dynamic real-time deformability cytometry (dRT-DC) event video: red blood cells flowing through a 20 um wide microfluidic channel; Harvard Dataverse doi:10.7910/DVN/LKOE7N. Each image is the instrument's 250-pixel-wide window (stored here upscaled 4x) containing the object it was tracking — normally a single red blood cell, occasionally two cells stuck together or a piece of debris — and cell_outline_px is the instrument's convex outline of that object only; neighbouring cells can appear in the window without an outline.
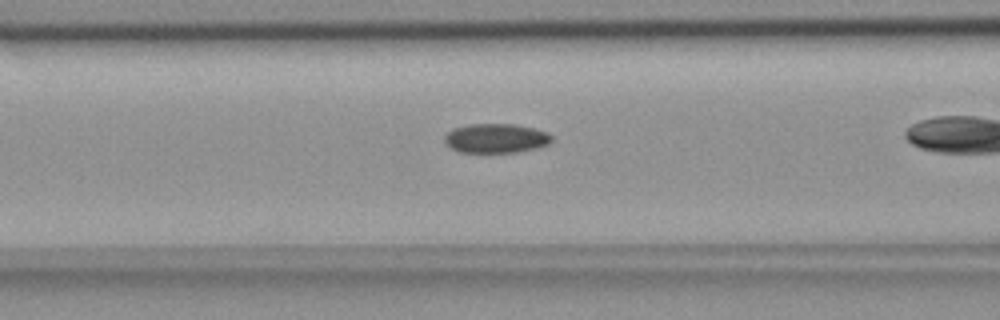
{"species": "common noctule bat (a hibernating species)", "species_latin": "Nyctalus noctula", "temperature_condition": "room temperature", "stored_images_in_passage": 30, "camera_frame_rate_fps": 3000, "um_per_image_px": 0.085, "animal": {"sex": "female", "body_mass_g": 18.4}, "frame": {"image": 1, "passage_image": 9, "time_ms": 2.667, "image_size_px": [1000, 320], "cell_outline_px": [[552, 140], [548, 144], [536, 148], [516, 152], [460, 152], [444, 144], [444, 136], [452, 128], [468, 124], [512, 124], [536, 128], [548, 132], [552, 136]], "centroid_in_image_um": [42.14, 11.74], "position_along_channel_um": 124.5, "area_um2": 18.44}}
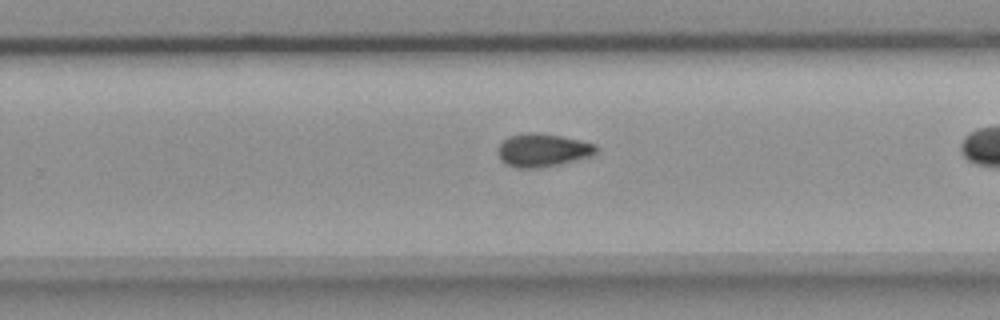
{"frame": {"image": 2, "passage_image": 22, "time_ms": 7.0, "image_size_px": [1000, 320], "cell_outline_px": [[596, 152], [592, 156], [560, 164], [536, 168], [520, 168], [508, 164], [500, 160], [496, 152], [496, 148], [508, 136], [528, 132], [540, 132], [560, 136], [596, 144]], "centroid_in_image_um": [46.09, 12.76], "position_along_channel_um": 283.7, "area_um2": 19.02}}